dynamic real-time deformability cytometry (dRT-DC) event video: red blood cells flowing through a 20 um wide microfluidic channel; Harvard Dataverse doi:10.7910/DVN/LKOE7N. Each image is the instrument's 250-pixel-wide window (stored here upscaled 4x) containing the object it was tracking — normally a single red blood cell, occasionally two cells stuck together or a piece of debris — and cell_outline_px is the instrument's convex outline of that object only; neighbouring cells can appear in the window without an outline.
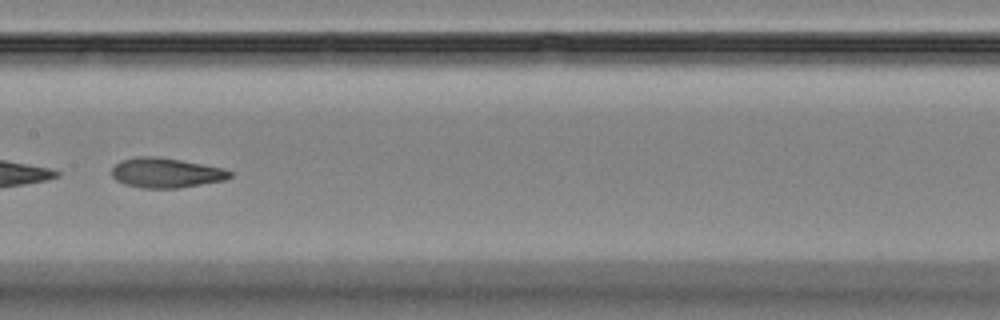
{"species": "Egyptian fruit bat (a non-hibernating species)", "species_latin": "Rousettus aegyptiacus", "temperature_condition": "room temperature", "stored_images_in_passage": 28, "camera_frame_rate_fps": 3000, "um_per_image_px": 0.085, "animal": {"sex": "female"}, "frame": {"image": 1, "passage_image": 16, "time_ms": 5.0, "image_size_px": [1000, 320], "cell_outline_px": [[232, 176], [224, 180], [180, 188], [140, 188], [124, 184], [116, 180], [112, 176], [112, 168], [120, 160], [136, 156], [160, 156], [220, 168], [232, 172]], "centroid_in_image_um": [14.05, 14.69], "position_along_channel_um": 193.3, "area_um2": 20.52}}